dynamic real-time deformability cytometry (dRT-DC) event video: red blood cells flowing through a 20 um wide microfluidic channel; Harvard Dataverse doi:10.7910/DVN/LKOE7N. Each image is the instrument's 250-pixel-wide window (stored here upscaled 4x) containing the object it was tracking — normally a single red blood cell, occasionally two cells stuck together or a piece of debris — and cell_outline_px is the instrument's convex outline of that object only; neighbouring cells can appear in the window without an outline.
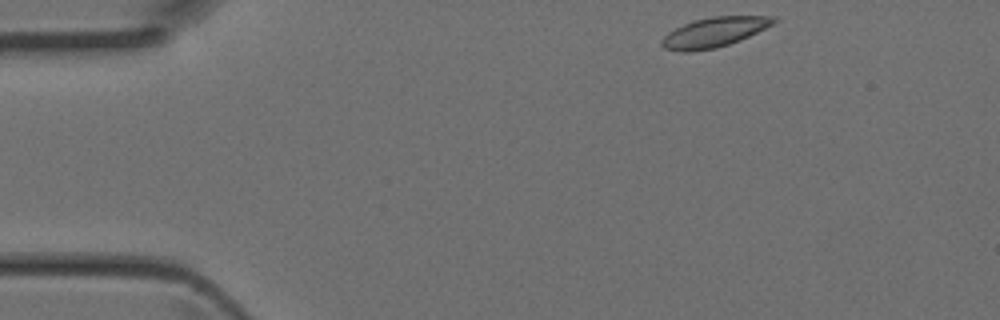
{"species": "Egyptian fruit bat (a non-hibernating species)", "species_latin": "Rousettus aegyptiacus", "temperature_condition": "room temperature", "stored_images_in_passage": 39, "camera_frame_rate_fps": 3000, "um_per_image_px": 0.085, "animal": {"sex": "female"}, "frame": {"image": 1, "passage_image": 1, "time_ms": 0.0, "image_size_px": [1000, 320], "cell_outline_px": [[776, 20], [772, 24], [740, 40], [716, 48], [692, 52], [684, 52], [664, 48], [660, 44], [660, 40], [668, 32], [692, 20], [712, 16], [776, 16]], "centroid_in_image_um": [60.65, 2.74], "position_along_channel_um": 24.3, "area_um2": 19.31}}
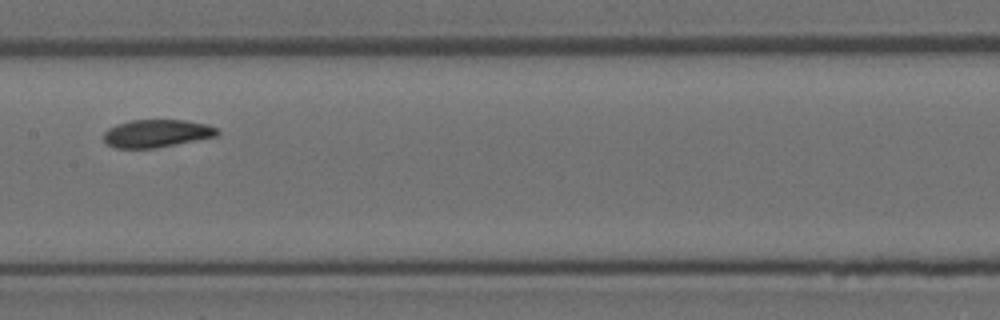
{"frame": {"image": 2, "passage_image": 17, "time_ms": 5.333, "image_size_px": [1000, 320], "cell_outline_px": [[220, 132], [216, 136], [156, 148], [116, 148], [108, 144], [104, 140], [104, 132], [108, 128], [116, 124], [132, 120], [184, 120], [208, 124], [220, 128]], "centroid_in_image_um": [13.34, 11.33], "position_along_channel_um": 194.1, "area_um2": 18.44}}
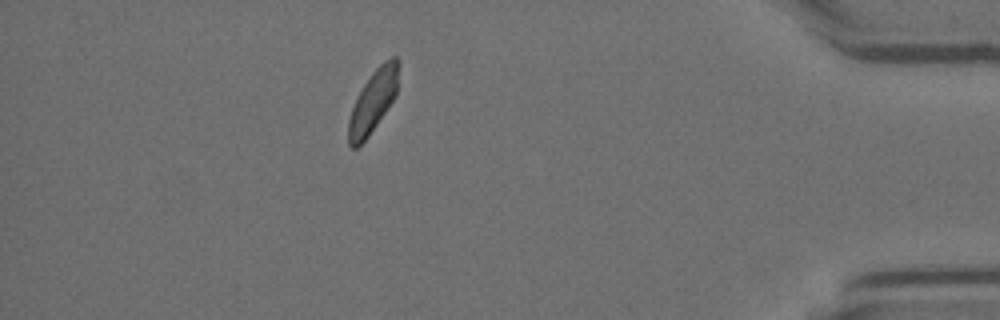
{"frame": {"image": 3, "passage_image": 34, "time_ms": 11.0, "image_size_px": [1000, 320], "cell_outline_px": [[400, 64], [396, 96], [368, 136], [356, 148], [352, 148], [348, 144], [348, 120], [352, 108], [364, 84], [372, 72], [384, 60], [392, 56], [396, 56], [400, 60]], "centroid_in_image_um": [31.74, 8.56], "position_along_channel_um": 403.5, "area_um2": 18.09}}